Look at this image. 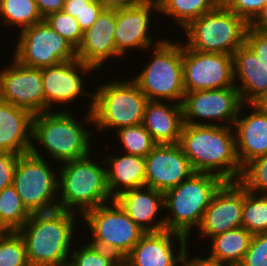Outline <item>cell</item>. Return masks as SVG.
I'll list each match as a JSON object with an SVG mask.
<instances>
[{"label": "cell", "instance_id": "6da1fadb", "mask_svg": "<svg viewBox=\"0 0 267 266\" xmlns=\"http://www.w3.org/2000/svg\"><path fill=\"white\" fill-rule=\"evenodd\" d=\"M179 145L194 172L214 174L225 182L238 181L242 167L233 126L184 123Z\"/></svg>", "mask_w": 267, "mask_h": 266}, {"label": "cell", "instance_id": "7a4b0ae2", "mask_svg": "<svg viewBox=\"0 0 267 266\" xmlns=\"http://www.w3.org/2000/svg\"><path fill=\"white\" fill-rule=\"evenodd\" d=\"M60 110L34 115L31 148L41 144L45 156L51 157L55 163L63 164L92 153L94 150L90 141H93L95 132L92 129L94 123L91 111H87L83 118L85 121H82L73 115L72 109ZM82 122L91 125V131Z\"/></svg>", "mask_w": 267, "mask_h": 266}, {"label": "cell", "instance_id": "3957f363", "mask_svg": "<svg viewBox=\"0 0 267 266\" xmlns=\"http://www.w3.org/2000/svg\"><path fill=\"white\" fill-rule=\"evenodd\" d=\"M78 216L62 209L31 214L18 230L24 240L30 266H56L69 262L75 245L73 240Z\"/></svg>", "mask_w": 267, "mask_h": 266}, {"label": "cell", "instance_id": "277c9868", "mask_svg": "<svg viewBox=\"0 0 267 266\" xmlns=\"http://www.w3.org/2000/svg\"><path fill=\"white\" fill-rule=\"evenodd\" d=\"M92 155L63 163L58 168L59 209L81 217L88 210L113 201L104 159L98 162Z\"/></svg>", "mask_w": 267, "mask_h": 266}, {"label": "cell", "instance_id": "5b68a950", "mask_svg": "<svg viewBox=\"0 0 267 266\" xmlns=\"http://www.w3.org/2000/svg\"><path fill=\"white\" fill-rule=\"evenodd\" d=\"M116 79L100 82L96 89L93 88L91 113L96 136L143 123L149 99L131 77L129 80Z\"/></svg>", "mask_w": 267, "mask_h": 266}, {"label": "cell", "instance_id": "8992f818", "mask_svg": "<svg viewBox=\"0 0 267 266\" xmlns=\"http://www.w3.org/2000/svg\"><path fill=\"white\" fill-rule=\"evenodd\" d=\"M225 181L214 174L194 172L189 178L164 192L166 230L192 236L198 229L205 210Z\"/></svg>", "mask_w": 267, "mask_h": 266}, {"label": "cell", "instance_id": "52a82bcc", "mask_svg": "<svg viewBox=\"0 0 267 266\" xmlns=\"http://www.w3.org/2000/svg\"><path fill=\"white\" fill-rule=\"evenodd\" d=\"M164 39L152 47L150 61L131 79L149 100L172 101L182 104L185 97L183 85L182 40L175 43Z\"/></svg>", "mask_w": 267, "mask_h": 266}, {"label": "cell", "instance_id": "ba28073f", "mask_svg": "<svg viewBox=\"0 0 267 266\" xmlns=\"http://www.w3.org/2000/svg\"><path fill=\"white\" fill-rule=\"evenodd\" d=\"M248 26L221 2L183 29L185 45L201 52L233 55L245 43Z\"/></svg>", "mask_w": 267, "mask_h": 266}, {"label": "cell", "instance_id": "9c48e42d", "mask_svg": "<svg viewBox=\"0 0 267 266\" xmlns=\"http://www.w3.org/2000/svg\"><path fill=\"white\" fill-rule=\"evenodd\" d=\"M42 152L38 147L20 155L14 172L13 186L31 214L59 209L58 169Z\"/></svg>", "mask_w": 267, "mask_h": 266}, {"label": "cell", "instance_id": "30bf717a", "mask_svg": "<svg viewBox=\"0 0 267 266\" xmlns=\"http://www.w3.org/2000/svg\"><path fill=\"white\" fill-rule=\"evenodd\" d=\"M90 232L88 243L115 253L123 260L146 233L113 200L88 210L82 216ZM90 238V241H89Z\"/></svg>", "mask_w": 267, "mask_h": 266}, {"label": "cell", "instance_id": "8fae6325", "mask_svg": "<svg viewBox=\"0 0 267 266\" xmlns=\"http://www.w3.org/2000/svg\"><path fill=\"white\" fill-rule=\"evenodd\" d=\"M17 34L13 56L21 65L45 68L77 59L76 48L43 20Z\"/></svg>", "mask_w": 267, "mask_h": 266}, {"label": "cell", "instance_id": "7c38bea8", "mask_svg": "<svg viewBox=\"0 0 267 266\" xmlns=\"http://www.w3.org/2000/svg\"><path fill=\"white\" fill-rule=\"evenodd\" d=\"M243 104L235 86L186 92L182 103L184 123L233 126Z\"/></svg>", "mask_w": 267, "mask_h": 266}, {"label": "cell", "instance_id": "4fadbf2b", "mask_svg": "<svg viewBox=\"0 0 267 266\" xmlns=\"http://www.w3.org/2000/svg\"><path fill=\"white\" fill-rule=\"evenodd\" d=\"M94 68L82 63L78 59L61 62L56 65L42 68V85L45 92V112L56 111V104L64 108L69 103L74 105L79 97L88 98L87 111L92 110L93 92L87 90L86 75L95 73ZM84 74V75H83ZM83 75V76H82ZM85 76V77H84ZM84 77V78H83ZM87 92V93H86ZM87 95V97H86ZM55 106V107H54Z\"/></svg>", "mask_w": 267, "mask_h": 266}, {"label": "cell", "instance_id": "5bb4252c", "mask_svg": "<svg viewBox=\"0 0 267 266\" xmlns=\"http://www.w3.org/2000/svg\"><path fill=\"white\" fill-rule=\"evenodd\" d=\"M183 85L185 92L235 86L233 56L188 48L182 41Z\"/></svg>", "mask_w": 267, "mask_h": 266}, {"label": "cell", "instance_id": "9a60e30c", "mask_svg": "<svg viewBox=\"0 0 267 266\" xmlns=\"http://www.w3.org/2000/svg\"><path fill=\"white\" fill-rule=\"evenodd\" d=\"M159 14L157 0H141L137 5L116 10L115 45L117 53L124 57L132 51H151L162 39L151 35L152 18ZM154 38L157 40L155 41ZM150 49V50H148Z\"/></svg>", "mask_w": 267, "mask_h": 266}, {"label": "cell", "instance_id": "2e32d148", "mask_svg": "<svg viewBox=\"0 0 267 266\" xmlns=\"http://www.w3.org/2000/svg\"><path fill=\"white\" fill-rule=\"evenodd\" d=\"M11 61L0 69V99L33 115L45 112L42 69L23 66L14 58Z\"/></svg>", "mask_w": 267, "mask_h": 266}, {"label": "cell", "instance_id": "e0dca14e", "mask_svg": "<svg viewBox=\"0 0 267 266\" xmlns=\"http://www.w3.org/2000/svg\"><path fill=\"white\" fill-rule=\"evenodd\" d=\"M190 240L169 230L147 232L122 260L123 266H184Z\"/></svg>", "mask_w": 267, "mask_h": 266}, {"label": "cell", "instance_id": "ac0fdd59", "mask_svg": "<svg viewBox=\"0 0 267 266\" xmlns=\"http://www.w3.org/2000/svg\"><path fill=\"white\" fill-rule=\"evenodd\" d=\"M194 173L179 144H156L145 157V186L165 192Z\"/></svg>", "mask_w": 267, "mask_h": 266}, {"label": "cell", "instance_id": "d6986e66", "mask_svg": "<svg viewBox=\"0 0 267 266\" xmlns=\"http://www.w3.org/2000/svg\"><path fill=\"white\" fill-rule=\"evenodd\" d=\"M244 187L237 182H225L213 196L197 229L201 239L242 227Z\"/></svg>", "mask_w": 267, "mask_h": 266}, {"label": "cell", "instance_id": "ffe728a7", "mask_svg": "<svg viewBox=\"0 0 267 266\" xmlns=\"http://www.w3.org/2000/svg\"><path fill=\"white\" fill-rule=\"evenodd\" d=\"M115 30L116 10L104 9L94 24L83 31L81 42L76 48L77 59L92 66L96 73L101 69L103 71L110 59H121L116 50Z\"/></svg>", "mask_w": 267, "mask_h": 266}, {"label": "cell", "instance_id": "44dd1931", "mask_svg": "<svg viewBox=\"0 0 267 266\" xmlns=\"http://www.w3.org/2000/svg\"><path fill=\"white\" fill-rule=\"evenodd\" d=\"M246 108L244 103L233 124L236 152L241 167L267 154V109L262 104H249L247 109L250 110L246 113Z\"/></svg>", "mask_w": 267, "mask_h": 266}, {"label": "cell", "instance_id": "7402d4cb", "mask_svg": "<svg viewBox=\"0 0 267 266\" xmlns=\"http://www.w3.org/2000/svg\"><path fill=\"white\" fill-rule=\"evenodd\" d=\"M113 200L146 233L166 230L165 217L160 216L165 212L164 192L143 186L127 190Z\"/></svg>", "mask_w": 267, "mask_h": 266}, {"label": "cell", "instance_id": "603a6c76", "mask_svg": "<svg viewBox=\"0 0 267 266\" xmlns=\"http://www.w3.org/2000/svg\"><path fill=\"white\" fill-rule=\"evenodd\" d=\"M232 56L235 87L243 103L261 104L267 98V68L245 43Z\"/></svg>", "mask_w": 267, "mask_h": 266}, {"label": "cell", "instance_id": "cb8c5ba5", "mask_svg": "<svg viewBox=\"0 0 267 266\" xmlns=\"http://www.w3.org/2000/svg\"><path fill=\"white\" fill-rule=\"evenodd\" d=\"M34 115L0 99V152L23 155L32 147Z\"/></svg>", "mask_w": 267, "mask_h": 266}, {"label": "cell", "instance_id": "d4e9b609", "mask_svg": "<svg viewBox=\"0 0 267 266\" xmlns=\"http://www.w3.org/2000/svg\"><path fill=\"white\" fill-rule=\"evenodd\" d=\"M142 124L156 144H179L184 125L182 104L149 100Z\"/></svg>", "mask_w": 267, "mask_h": 266}, {"label": "cell", "instance_id": "484cf974", "mask_svg": "<svg viewBox=\"0 0 267 266\" xmlns=\"http://www.w3.org/2000/svg\"><path fill=\"white\" fill-rule=\"evenodd\" d=\"M107 184L112 199L121 193L145 186V158L120 151L116 154L103 152ZM114 154V155H113ZM119 154V156H118Z\"/></svg>", "mask_w": 267, "mask_h": 266}, {"label": "cell", "instance_id": "4316f807", "mask_svg": "<svg viewBox=\"0 0 267 266\" xmlns=\"http://www.w3.org/2000/svg\"><path fill=\"white\" fill-rule=\"evenodd\" d=\"M252 234L244 227H238L218 234L209 240L211 260L238 266L246 254Z\"/></svg>", "mask_w": 267, "mask_h": 266}, {"label": "cell", "instance_id": "83f0119b", "mask_svg": "<svg viewBox=\"0 0 267 266\" xmlns=\"http://www.w3.org/2000/svg\"><path fill=\"white\" fill-rule=\"evenodd\" d=\"M159 15L174 19L183 29L194 19L215 9L221 0H157Z\"/></svg>", "mask_w": 267, "mask_h": 266}, {"label": "cell", "instance_id": "f1b7e54d", "mask_svg": "<svg viewBox=\"0 0 267 266\" xmlns=\"http://www.w3.org/2000/svg\"><path fill=\"white\" fill-rule=\"evenodd\" d=\"M43 20L35 0H0V23L8 29L15 26L21 32Z\"/></svg>", "mask_w": 267, "mask_h": 266}, {"label": "cell", "instance_id": "f546056e", "mask_svg": "<svg viewBox=\"0 0 267 266\" xmlns=\"http://www.w3.org/2000/svg\"><path fill=\"white\" fill-rule=\"evenodd\" d=\"M31 213L23 205L13 185L0 191V230L18 231L30 218Z\"/></svg>", "mask_w": 267, "mask_h": 266}, {"label": "cell", "instance_id": "4dcf8cb0", "mask_svg": "<svg viewBox=\"0 0 267 266\" xmlns=\"http://www.w3.org/2000/svg\"><path fill=\"white\" fill-rule=\"evenodd\" d=\"M242 227L252 235L267 233V194H256L244 188Z\"/></svg>", "mask_w": 267, "mask_h": 266}, {"label": "cell", "instance_id": "1f68e13d", "mask_svg": "<svg viewBox=\"0 0 267 266\" xmlns=\"http://www.w3.org/2000/svg\"><path fill=\"white\" fill-rule=\"evenodd\" d=\"M121 152L146 157L156 145L143 124L122 127L115 131ZM123 148V149H122Z\"/></svg>", "mask_w": 267, "mask_h": 266}, {"label": "cell", "instance_id": "d6a6232c", "mask_svg": "<svg viewBox=\"0 0 267 266\" xmlns=\"http://www.w3.org/2000/svg\"><path fill=\"white\" fill-rule=\"evenodd\" d=\"M79 248L73 247L69 262L73 266H123L122 260L113 252L87 242Z\"/></svg>", "mask_w": 267, "mask_h": 266}, {"label": "cell", "instance_id": "836d02e7", "mask_svg": "<svg viewBox=\"0 0 267 266\" xmlns=\"http://www.w3.org/2000/svg\"><path fill=\"white\" fill-rule=\"evenodd\" d=\"M0 266H30L24 240L18 231L0 232Z\"/></svg>", "mask_w": 267, "mask_h": 266}, {"label": "cell", "instance_id": "e575fe53", "mask_svg": "<svg viewBox=\"0 0 267 266\" xmlns=\"http://www.w3.org/2000/svg\"><path fill=\"white\" fill-rule=\"evenodd\" d=\"M238 182L249 192L267 194V154L246 163Z\"/></svg>", "mask_w": 267, "mask_h": 266}, {"label": "cell", "instance_id": "d590c367", "mask_svg": "<svg viewBox=\"0 0 267 266\" xmlns=\"http://www.w3.org/2000/svg\"><path fill=\"white\" fill-rule=\"evenodd\" d=\"M44 20L60 36L70 42L75 48L81 42L83 31L76 18L63 10L49 14Z\"/></svg>", "mask_w": 267, "mask_h": 266}, {"label": "cell", "instance_id": "8d00e7d4", "mask_svg": "<svg viewBox=\"0 0 267 266\" xmlns=\"http://www.w3.org/2000/svg\"><path fill=\"white\" fill-rule=\"evenodd\" d=\"M221 2L249 25H253L267 7V0H221Z\"/></svg>", "mask_w": 267, "mask_h": 266}, {"label": "cell", "instance_id": "74e56055", "mask_svg": "<svg viewBox=\"0 0 267 266\" xmlns=\"http://www.w3.org/2000/svg\"><path fill=\"white\" fill-rule=\"evenodd\" d=\"M238 266H267V233L252 235L248 250Z\"/></svg>", "mask_w": 267, "mask_h": 266}, {"label": "cell", "instance_id": "f35d334b", "mask_svg": "<svg viewBox=\"0 0 267 266\" xmlns=\"http://www.w3.org/2000/svg\"><path fill=\"white\" fill-rule=\"evenodd\" d=\"M245 44L267 68V30L249 25L246 31Z\"/></svg>", "mask_w": 267, "mask_h": 266}, {"label": "cell", "instance_id": "ab89813d", "mask_svg": "<svg viewBox=\"0 0 267 266\" xmlns=\"http://www.w3.org/2000/svg\"><path fill=\"white\" fill-rule=\"evenodd\" d=\"M104 9L100 0H81V10L75 18L82 31L89 29Z\"/></svg>", "mask_w": 267, "mask_h": 266}, {"label": "cell", "instance_id": "60d3db41", "mask_svg": "<svg viewBox=\"0 0 267 266\" xmlns=\"http://www.w3.org/2000/svg\"><path fill=\"white\" fill-rule=\"evenodd\" d=\"M19 154L0 152V191L13 185L14 172Z\"/></svg>", "mask_w": 267, "mask_h": 266}, {"label": "cell", "instance_id": "b9f144b4", "mask_svg": "<svg viewBox=\"0 0 267 266\" xmlns=\"http://www.w3.org/2000/svg\"><path fill=\"white\" fill-rule=\"evenodd\" d=\"M39 13L46 18L49 14L62 11L65 0H35Z\"/></svg>", "mask_w": 267, "mask_h": 266}, {"label": "cell", "instance_id": "7bdbcfd3", "mask_svg": "<svg viewBox=\"0 0 267 266\" xmlns=\"http://www.w3.org/2000/svg\"><path fill=\"white\" fill-rule=\"evenodd\" d=\"M188 248L185 259L184 266H235L233 264L218 262L215 260L209 259L207 256L205 258L197 256H191ZM191 256V257H190Z\"/></svg>", "mask_w": 267, "mask_h": 266}, {"label": "cell", "instance_id": "ee69618b", "mask_svg": "<svg viewBox=\"0 0 267 266\" xmlns=\"http://www.w3.org/2000/svg\"><path fill=\"white\" fill-rule=\"evenodd\" d=\"M141 0H100L105 9L117 10L137 5Z\"/></svg>", "mask_w": 267, "mask_h": 266}, {"label": "cell", "instance_id": "f6af8a7d", "mask_svg": "<svg viewBox=\"0 0 267 266\" xmlns=\"http://www.w3.org/2000/svg\"><path fill=\"white\" fill-rule=\"evenodd\" d=\"M81 10V0H65L63 11L76 17Z\"/></svg>", "mask_w": 267, "mask_h": 266}, {"label": "cell", "instance_id": "bcb514c9", "mask_svg": "<svg viewBox=\"0 0 267 266\" xmlns=\"http://www.w3.org/2000/svg\"><path fill=\"white\" fill-rule=\"evenodd\" d=\"M253 25L256 28L267 30V7L261 17Z\"/></svg>", "mask_w": 267, "mask_h": 266}, {"label": "cell", "instance_id": "7dc6e473", "mask_svg": "<svg viewBox=\"0 0 267 266\" xmlns=\"http://www.w3.org/2000/svg\"><path fill=\"white\" fill-rule=\"evenodd\" d=\"M56 266H73V265L70 262H66L63 264L56 265Z\"/></svg>", "mask_w": 267, "mask_h": 266}, {"label": "cell", "instance_id": "c3c4849f", "mask_svg": "<svg viewBox=\"0 0 267 266\" xmlns=\"http://www.w3.org/2000/svg\"><path fill=\"white\" fill-rule=\"evenodd\" d=\"M261 104L267 109V98Z\"/></svg>", "mask_w": 267, "mask_h": 266}]
</instances>
